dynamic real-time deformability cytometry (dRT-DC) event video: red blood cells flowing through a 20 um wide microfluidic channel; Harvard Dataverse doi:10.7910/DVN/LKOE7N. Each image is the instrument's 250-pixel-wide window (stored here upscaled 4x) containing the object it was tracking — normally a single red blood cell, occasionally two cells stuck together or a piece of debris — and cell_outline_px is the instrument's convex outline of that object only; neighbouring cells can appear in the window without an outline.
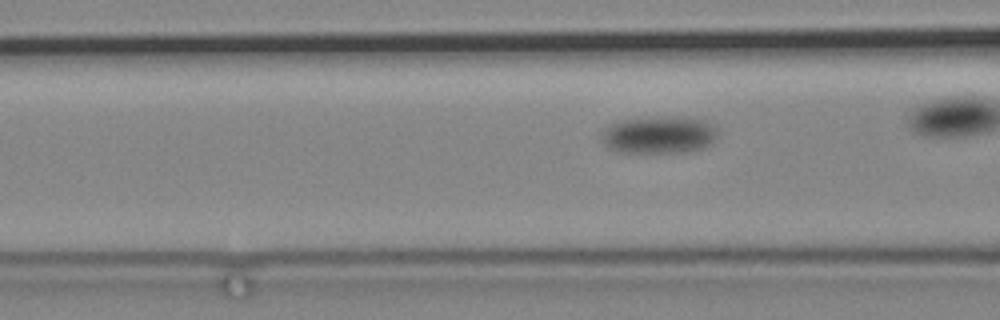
{"species": "common noctule bat (a hibernating species)", "species_latin": "Nyctalus noctula", "temperature_condition": "cold", "stored_images_in_passage": 42, "camera_frame_rate_fps": 3000, "um_per_image_px": 0.085, "animal": {"sex": "male", "body_mass_g": 19.2, "forearm_length_mm": 51.8}, "frame": {"image": 1, "passage_image": 6, "time_ms": 1.667, "image_size_px": [1000, 320], "cell_outline_px": [[720, 132], [712, 144], [704, 148], [684, 152], [616, 152], [608, 148], [600, 140], [600, 132], [608, 124], [620, 120], [664, 116], [704, 120], [716, 124]], "centroid_in_image_um": [56.01, 11.46], "position_along_channel_um": 110.6, "area_um2": 25.89}}
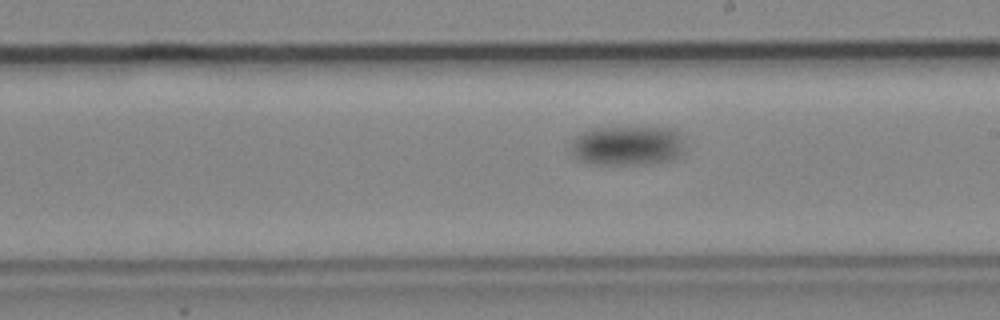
{"frame": {"image": 2, "passage_image": 22, "time_ms": 7.0, "image_size_px": [1000, 320], "cell_outline_px": [[684, 152], [680, 156], [672, 160], [644, 164], [592, 164], [576, 160], [568, 152], [568, 148], [572, 140], [576, 136], [592, 128], [672, 128], [680, 132]], "centroid_in_image_um": [53.27, 12.4], "position_along_channel_um": 235.7, "area_um2": 26.7}}
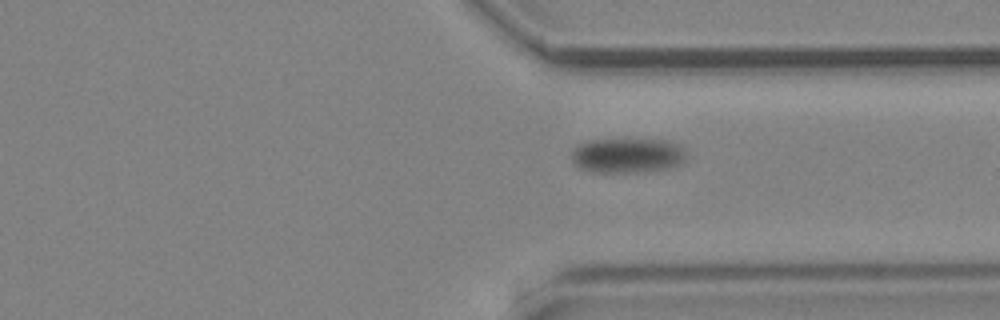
{"frame": {"image": 3, "passage_image": 37, "time_ms": 12.0, "image_size_px": [1000, 320], "cell_outline_px": [[684, 160], [680, 164], [668, 168], [636, 172], [596, 172], [580, 168], [572, 160], [572, 148], [588, 140], [668, 140], [680, 144], [684, 152]], "centroid_in_image_um": [53.32, 13.21], "position_along_channel_um": 358.1, "area_um2": 23.06}}